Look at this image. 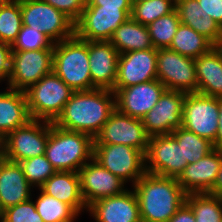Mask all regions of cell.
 <instances>
[{"instance_id":"6da1fadb","label":"cell","mask_w":222,"mask_h":222,"mask_svg":"<svg viewBox=\"0 0 222 222\" xmlns=\"http://www.w3.org/2000/svg\"><path fill=\"white\" fill-rule=\"evenodd\" d=\"M115 109V93L110 89L74 91L53 124L95 138Z\"/></svg>"},{"instance_id":"7a4b0ae2","label":"cell","mask_w":222,"mask_h":222,"mask_svg":"<svg viewBox=\"0 0 222 222\" xmlns=\"http://www.w3.org/2000/svg\"><path fill=\"white\" fill-rule=\"evenodd\" d=\"M142 222H168L186 202L187 193L175 178L145 173L133 187Z\"/></svg>"},{"instance_id":"3957f363","label":"cell","mask_w":222,"mask_h":222,"mask_svg":"<svg viewBox=\"0 0 222 222\" xmlns=\"http://www.w3.org/2000/svg\"><path fill=\"white\" fill-rule=\"evenodd\" d=\"M94 138L83 132L65 130L50 122L45 156L56 171L79 170L93 158Z\"/></svg>"},{"instance_id":"277c9868","label":"cell","mask_w":222,"mask_h":222,"mask_svg":"<svg viewBox=\"0 0 222 222\" xmlns=\"http://www.w3.org/2000/svg\"><path fill=\"white\" fill-rule=\"evenodd\" d=\"M52 71L73 91L96 88L91 81L88 41L76 35L54 43Z\"/></svg>"},{"instance_id":"5b68a950","label":"cell","mask_w":222,"mask_h":222,"mask_svg":"<svg viewBox=\"0 0 222 222\" xmlns=\"http://www.w3.org/2000/svg\"><path fill=\"white\" fill-rule=\"evenodd\" d=\"M73 92L53 71L45 75L25 91L30 118L53 123Z\"/></svg>"},{"instance_id":"8992f818","label":"cell","mask_w":222,"mask_h":222,"mask_svg":"<svg viewBox=\"0 0 222 222\" xmlns=\"http://www.w3.org/2000/svg\"><path fill=\"white\" fill-rule=\"evenodd\" d=\"M49 133L50 122L31 119L0 141V155L16 163L43 155Z\"/></svg>"},{"instance_id":"52a82bcc","label":"cell","mask_w":222,"mask_h":222,"mask_svg":"<svg viewBox=\"0 0 222 222\" xmlns=\"http://www.w3.org/2000/svg\"><path fill=\"white\" fill-rule=\"evenodd\" d=\"M22 25L48 36L54 43L75 35V23L43 0H20Z\"/></svg>"},{"instance_id":"ba28073f","label":"cell","mask_w":222,"mask_h":222,"mask_svg":"<svg viewBox=\"0 0 222 222\" xmlns=\"http://www.w3.org/2000/svg\"><path fill=\"white\" fill-rule=\"evenodd\" d=\"M93 158L131 187L146 173L145 154L123 144H94Z\"/></svg>"},{"instance_id":"9c48e42d","label":"cell","mask_w":222,"mask_h":222,"mask_svg":"<svg viewBox=\"0 0 222 222\" xmlns=\"http://www.w3.org/2000/svg\"><path fill=\"white\" fill-rule=\"evenodd\" d=\"M132 8L86 6L75 23V35L85 41H110L114 31L131 17Z\"/></svg>"},{"instance_id":"30bf717a","label":"cell","mask_w":222,"mask_h":222,"mask_svg":"<svg viewBox=\"0 0 222 222\" xmlns=\"http://www.w3.org/2000/svg\"><path fill=\"white\" fill-rule=\"evenodd\" d=\"M219 98L186 93L183 102L182 127L213 144L218 134Z\"/></svg>"},{"instance_id":"8fae6325","label":"cell","mask_w":222,"mask_h":222,"mask_svg":"<svg viewBox=\"0 0 222 222\" xmlns=\"http://www.w3.org/2000/svg\"><path fill=\"white\" fill-rule=\"evenodd\" d=\"M54 48L12 51L11 74L7 87L26 91L52 72Z\"/></svg>"},{"instance_id":"7c38bea8","label":"cell","mask_w":222,"mask_h":222,"mask_svg":"<svg viewBox=\"0 0 222 222\" xmlns=\"http://www.w3.org/2000/svg\"><path fill=\"white\" fill-rule=\"evenodd\" d=\"M157 79L166 90L197 93L195 59L168 48L158 49Z\"/></svg>"},{"instance_id":"4fadbf2b","label":"cell","mask_w":222,"mask_h":222,"mask_svg":"<svg viewBox=\"0 0 222 222\" xmlns=\"http://www.w3.org/2000/svg\"><path fill=\"white\" fill-rule=\"evenodd\" d=\"M149 136L142 119L134 118L115 109L94 138V144H123L146 154Z\"/></svg>"},{"instance_id":"5bb4252c","label":"cell","mask_w":222,"mask_h":222,"mask_svg":"<svg viewBox=\"0 0 222 222\" xmlns=\"http://www.w3.org/2000/svg\"><path fill=\"white\" fill-rule=\"evenodd\" d=\"M188 163H183L182 147L171 135L149 137L145 154L147 173L178 179Z\"/></svg>"},{"instance_id":"9a60e30c","label":"cell","mask_w":222,"mask_h":222,"mask_svg":"<svg viewBox=\"0 0 222 222\" xmlns=\"http://www.w3.org/2000/svg\"><path fill=\"white\" fill-rule=\"evenodd\" d=\"M186 93L165 90L157 104L142 118L149 137L171 134L182 126L183 102Z\"/></svg>"},{"instance_id":"2e32d148","label":"cell","mask_w":222,"mask_h":222,"mask_svg":"<svg viewBox=\"0 0 222 222\" xmlns=\"http://www.w3.org/2000/svg\"><path fill=\"white\" fill-rule=\"evenodd\" d=\"M78 173L82 197L87 207L101 198L118 195L128 189L124 181L105 169L94 158L89 160Z\"/></svg>"},{"instance_id":"e0dca14e","label":"cell","mask_w":222,"mask_h":222,"mask_svg":"<svg viewBox=\"0 0 222 222\" xmlns=\"http://www.w3.org/2000/svg\"><path fill=\"white\" fill-rule=\"evenodd\" d=\"M158 49L119 54L114 88H125L157 79Z\"/></svg>"},{"instance_id":"ac0fdd59","label":"cell","mask_w":222,"mask_h":222,"mask_svg":"<svg viewBox=\"0 0 222 222\" xmlns=\"http://www.w3.org/2000/svg\"><path fill=\"white\" fill-rule=\"evenodd\" d=\"M165 90V86L158 79L112 89L115 93L116 109L139 119H142L157 104Z\"/></svg>"},{"instance_id":"d6986e66","label":"cell","mask_w":222,"mask_h":222,"mask_svg":"<svg viewBox=\"0 0 222 222\" xmlns=\"http://www.w3.org/2000/svg\"><path fill=\"white\" fill-rule=\"evenodd\" d=\"M87 212L96 222H142L133 188L93 202Z\"/></svg>"},{"instance_id":"ffe728a7","label":"cell","mask_w":222,"mask_h":222,"mask_svg":"<svg viewBox=\"0 0 222 222\" xmlns=\"http://www.w3.org/2000/svg\"><path fill=\"white\" fill-rule=\"evenodd\" d=\"M222 164V151L212 150L199 161L188 164L179 176L178 183L187 193H209L218 178Z\"/></svg>"},{"instance_id":"44dd1931","label":"cell","mask_w":222,"mask_h":222,"mask_svg":"<svg viewBox=\"0 0 222 222\" xmlns=\"http://www.w3.org/2000/svg\"><path fill=\"white\" fill-rule=\"evenodd\" d=\"M88 55L92 84L96 88H114L119 52L110 41H88Z\"/></svg>"},{"instance_id":"7402d4cb","label":"cell","mask_w":222,"mask_h":222,"mask_svg":"<svg viewBox=\"0 0 222 222\" xmlns=\"http://www.w3.org/2000/svg\"><path fill=\"white\" fill-rule=\"evenodd\" d=\"M33 188L19 163L8 161L0 155V213L30 199Z\"/></svg>"},{"instance_id":"603a6c76","label":"cell","mask_w":222,"mask_h":222,"mask_svg":"<svg viewBox=\"0 0 222 222\" xmlns=\"http://www.w3.org/2000/svg\"><path fill=\"white\" fill-rule=\"evenodd\" d=\"M45 194L70 205L79 215L87 212L78 172L56 171L41 187Z\"/></svg>"},{"instance_id":"cb8c5ba5","label":"cell","mask_w":222,"mask_h":222,"mask_svg":"<svg viewBox=\"0 0 222 222\" xmlns=\"http://www.w3.org/2000/svg\"><path fill=\"white\" fill-rule=\"evenodd\" d=\"M31 120L24 91L0 90V141Z\"/></svg>"},{"instance_id":"d4e9b609","label":"cell","mask_w":222,"mask_h":222,"mask_svg":"<svg viewBox=\"0 0 222 222\" xmlns=\"http://www.w3.org/2000/svg\"><path fill=\"white\" fill-rule=\"evenodd\" d=\"M197 93L222 98V58L212 48L195 59Z\"/></svg>"},{"instance_id":"484cf974","label":"cell","mask_w":222,"mask_h":222,"mask_svg":"<svg viewBox=\"0 0 222 222\" xmlns=\"http://www.w3.org/2000/svg\"><path fill=\"white\" fill-rule=\"evenodd\" d=\"M175 10L181 24L194 29L212 44L221 36L222 28L206 14L197 0H176Z\"/></svg>"},{"instance_id":"4316f807","label":"cell","mask_w":222,"mask_h":222,"mask_svg":"<svg viewBox=\"0 0 222 222\" xmlns=\"http://www.w3.org/2000/svg\"><path fill=\"white\" fill-rule=\"evenodd\" d=\"M110 42L119 54L154 48L147 26L136 22L132 17L114 31Z\"/></svg>"},{"instance_id":"83f0119b","label":"cell","mask_w":222,"mask_h":222,"mask_svg":"<svg viewBox=\"0 0 222 222\" xmlns=\"http://www.w3.org/2000/svg\"><path fill=\"white\" fill-rule=\"evenodd\" d=\"M212 48L213 44L206 37L180 23L168 49L196 59Z\"/></svg>"},{"instance_id":"f1b7e54d","label":"cell","mask_w":222,"mask_h":222,"mask_svg":"<svg viewBox=\"0 0 222 222\" xmlns=\"http://www.w3.org/2000/svg\"><path fill=\"white\" fill-rule=\"evenodd\" d=\"M38 190L40 194L34 204L44 222H76L79 214L70 205Z\"/></svg>"},{"instance_id":"f546056e","label":"cell","mask_w":222,"mask_h":222,"mask_svg":"<svg viewBox=\"0 0 222 222\" xmlns=\"http://www.w3.org/2000/svg\"><path fill=\"white\" fill-rule=\"evenodd\" d=\"M196 222H222V197L209 193H189L185 202Z\"/></svg>"},{"instance_id":"4dcf8cb0","label":"cell","mask_w":222,"mask_h":222,"mask_svg":"<svg viewBox=\"0 0 222 222\" xmlns=\"http://www.w3.org/2000/svg\"><path fill=\"white\" fill-rule=\"evenodd\" d=\"M171 135L176 139L179 146L182 147L183 163L191 164L197 162L215 149L212 142L182 126L175 129Z\"/></svg>"},{"instance_id":"1f68e13d","label":"cell","mask_w":222,"mask_h":222,"mask_svg":"<svg viewBox=\"0 0 222 222\" xmlns=\"http://www.w3.org/2000/svg\"><path fill=\"white\" fill-rule=\"evenodd\" d=\"M180 23L178 13L174 10L147 25L153 47L169 48Z\"/></svg>"},{"instance_id":"d6a6232c","label":"cell","mask_w":222,"mask_h":222,"mask_svg":"<svg viewBox=\"0 0 222 222\" xmlns=\"http://www.w3.org/2000/svg\"><path fill=\"white\" fill-rule=\"evenodd\" d=\"M176 0H148L132 5L131 17L142 25H149L175 10Z\"/></svg>"},{"instance_id":"836d02e7","label":"cell","mask_w":222,"mask_h":222,"mask_svg":"<svg viewBox=\"0 0 222 222\" xmlns=\"http://www.w3.org/2000/svg\"><path fill=\"white\" fill-rule=\"evenodd\" d=\"M21 27L20 0L10 5L0 6V41L12 45Z\"/></svg>"},{"instance_id":"e575fe53","label":"cell","mask_w":222,"mask_h":222,"mask_svg":"<svg viewBox=\"0 0 222 222\" xmlns=\"http://www.w3.org/2000/svg\"><path fill=\"white\" fill-rule=\"evenodd\" d=\"M28 182L35 188L41 187L56 169L47 160L45 154L18 162Z\"/></svg>"},{"instance_id":"d590c367","label":"cell","mask_w":222,"mask_h":222,"mask_svg":"<svg viewBox=\"0 0 222 222\" xmlns=\"http://www.w3.org/2000/svg\"><path fill=\"white\" fill-rule=\"evenodd\" d=\"M12 51H30L54 48V42L33 28L22 25L17 39L11 45Z\"/></svg>"},{"instance_id":"8d00e7d4","label":"cell","mask_w":222,"mask_h":222,"mask_svg":"<svg viewBox=\"0 0 222 222\" xmlns=\"http://www.w3.org/2000/svg\"><path fill=\"white\" fill-rule=\"evenodd\" d=\"M32 198L2 211L0 222H44L36 211Z\"/></svg>"},{"instance_id":"74e56055","label":"cell","mask_w":222,"mask_h":222,"mask_svg":"<svg viewBox=\"0 0 222 222\" xmlns=\"http://www.w3.org/2000/svg\"><path fill=\"white\" fill-rule=\"evenodd\" d=\"M76 23L86 7V0H43Z\"/></svg>"},{"instance_id":"f35d334b","label":"cell","mask_w":222,"mask_h":222,"mask_svg":"<svg viewBox=\"0 0 222 222\" xmlns=\"http://www.w3.org/2000/svg\"><path fill=\"white\" fill-rule=\"evenodd\" d=\"M12 48L11 45L0 41V83L8 81L11 74Z\"/></svg>"},{"instance_id":"ab89813d","label":"cell","mask_w":222,"mask_h":222,"mask_svg":"<svg viewBox=\"0 0 222 222\" xmlns=\"http://www.w3.org/2000/svg\"><path fill=\"white\" fill-rule=\"evenodd\" d=\"M202 9L222 28V0H197Z\"/></svg>"},{"instance_id":"60d3db41","label":"cell","mask_w":222,"mask_h":222,"mask_svg":"<svg viewBox=\"0 0 222 222\" xmlns=\"http://www.w3.org/2000/svg\"><path fill=\"white\" fill-rule=\"evenodd\" d=\"M86 6L102 8H132L131 0H86Z\"/></svg>"},{"instance_id":"b9f144b4","label":"cell","mask_w":222,"mask_h":222,"mask_svg":"<svg viewBox=\"0 0 222 222\" xmlns=\"http://www.w3.org/2000/svg\"><path fill=\"white\" fill-rule=\"evenodd\" d=\"M168 222H196L192 209L184 203Z\"/></svg>"},{"instance_id":"7bdbcfd3","label":"cell","mask_w":222,"mask_h":222,"mask_svg":"<svg viewBox=\"0 0 222 222\" xmlns=\"http://www.w3.org/2000/svg\"><path fill=\"white\" fill-rule=\"evenodd\" d=\"M213 145L215 149L222 151V98H219L218 134Z\"/></svg>"},{"instance_id":"ee69618b","label":"cell","mask_w":222,"mask_h":222,"mask_svg":"<svg viewBox=\"0 0 222 222\" xmlns=\"http://www.w3.org/2000/svg\"><path fill=\"white\" fill-rule=\"evenodd\" d=\"M209 194L222 197V164L218 173L217 181Z\"/></svg>"},{"instance_id":"f6af8a7d","label":"cell","mask_w":222,"mask_h":222,"mask_svg":"<svg viewBox=\"0 0 222 222\" xmlns=\"http://www.w3.org/2000/svg\"><path fill=\"white\" fill-rule=\"evenodd\" d=\"M213 49L219 54L222 58V34L213 44Z\"/></svg>"},{"instance_id":"bcb514c9","label":"cell","mask_w":222,"mask_h":222,"mask_svg":"<svg viewBox=\"0 0 222 222\" xmlns=\"http://www.w3.org/2000/svg\"><path fill=\"white\" fill-rule=\"evenodd\" d=\"M19 0H0V6L10 5L16 3Z\"/></svg>"},{"instance_id":"7dc6e473","label":"cell","mask_w":222,"mask_h":222,"mask_svg":"<svg viewBox=\"0 0 222 222\" xmlns=\"http://www.w3.org/2000/svg\"><path fill=\"white\" fill-rule=\"evenodd\" d=\"M145 1H148V0H131V3L133 5V4L142 3V2H145Z\"/></svg>"}]
</instances>
